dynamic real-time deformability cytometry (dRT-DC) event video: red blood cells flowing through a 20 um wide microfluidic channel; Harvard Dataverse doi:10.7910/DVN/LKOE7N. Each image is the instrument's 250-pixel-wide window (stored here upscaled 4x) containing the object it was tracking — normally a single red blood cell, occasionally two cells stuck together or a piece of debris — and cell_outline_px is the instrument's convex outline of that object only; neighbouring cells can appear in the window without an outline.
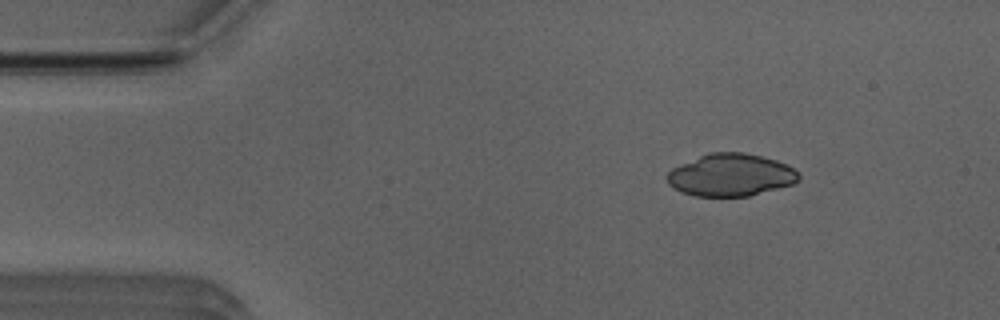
{"species": "Egyptian fruit bat (a non-hibernating species)", "species_latin": "Rousettus aegyptiacus", "temperature_condition": "room temperature", "stored_images_in_passage": 47, "camera_frame_rate_fps": 3000, "um_per_image_px": 0.085, "animal": {"sex": "male"}, "frame": {"image": 1, "passage_image": 3, "time_ms": 0.667, "image_size_px": [1000, 320], "cell_outline_px": [[800, 180], [792, 184], [748, 196], [696, 196], [680, 192], [668, 184], [664, 176], [672, 168], [708, 152], [744, 152], [776, 160], [788, 164], [800, 172]], "centroid_in_image_um": [62.11, 14.87], "position_along_channel_um": 22.9, "area_um2": 32.71}}